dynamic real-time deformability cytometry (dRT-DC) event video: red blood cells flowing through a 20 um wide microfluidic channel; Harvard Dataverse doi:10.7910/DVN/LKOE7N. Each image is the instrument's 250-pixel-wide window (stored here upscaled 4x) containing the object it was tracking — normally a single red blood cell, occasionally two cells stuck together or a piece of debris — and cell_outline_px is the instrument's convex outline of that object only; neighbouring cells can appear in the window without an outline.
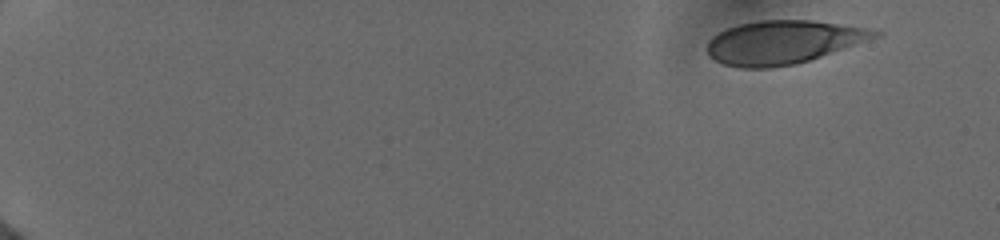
{"species": "human", "species_latin": "Homo sapiens", "temperature_condition": "cold", "stored_images_in_passage": 34, "camera_frame_rate_fps": 3000, "um_per_image_px": 0.085, "donor": {"sex": "female"}, "frame": {"image": 1, "passage_image": 1, "time_ms": 0.0, "image_size_px": [1000, 240], "cell_outline_px": [[884, 32], [880, 36], [796, 64], [768, 68], [740, 68], [724, 64], [716, 60], [708, 52], [708, 40], [712, 36], [728, 28], [740, 24], [760, 20], [812, 20], [868, 28]], "centroid_in_image_um": [66.57, 3.58], "position_along_channel_um": 18.4, "area_um2": 41.96}}
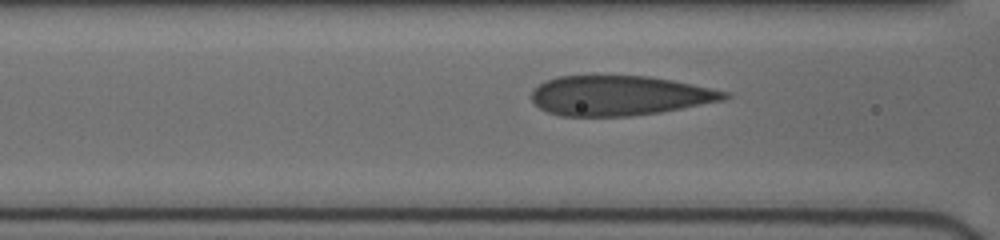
{"frame": {"image": 2, "passage_image": 26, "time_ms": 6.667, "image_size_px": [1000, 240], "cell_outline_px": [[732, 96], [724, 100], [660, 112], [632, 116], [560, 116], [548, 112], [540, 108], [532, 100], [532, 92], [544, 80], [556, 76], [648, 76], [672, 80], [692, 84], [728, 92]], "centroid_in_image_um": [52.65, 8.12], "position_along_channel_um": 114.0, "area_um2": 44.62}}
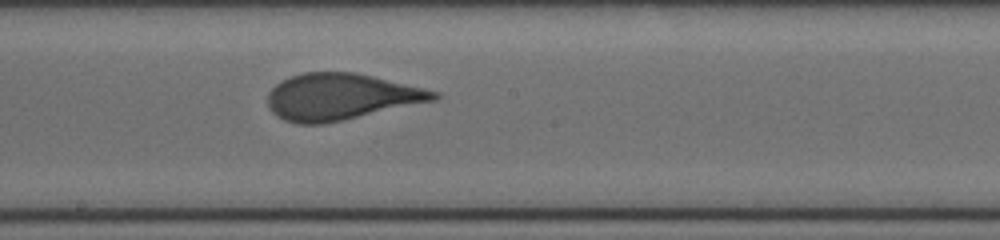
{"frame": {"image": 3, "passage_image": 34, "time_ms": 9.333, "image_size_px": [1000, 240], "cell_outline_px": [[440, 96], [436, 100], [340, 120], [320, 124], [296, 124], [284, 120], [276, 116], [268, 108], [268, 92], [276, 84], [292, 76], [304, 72], [356, 72], [440, 92]], "centroid_in_image_um": [28.94, 8.22], "position_along_channel_um": 219.3, "area_um2": 44.56}}